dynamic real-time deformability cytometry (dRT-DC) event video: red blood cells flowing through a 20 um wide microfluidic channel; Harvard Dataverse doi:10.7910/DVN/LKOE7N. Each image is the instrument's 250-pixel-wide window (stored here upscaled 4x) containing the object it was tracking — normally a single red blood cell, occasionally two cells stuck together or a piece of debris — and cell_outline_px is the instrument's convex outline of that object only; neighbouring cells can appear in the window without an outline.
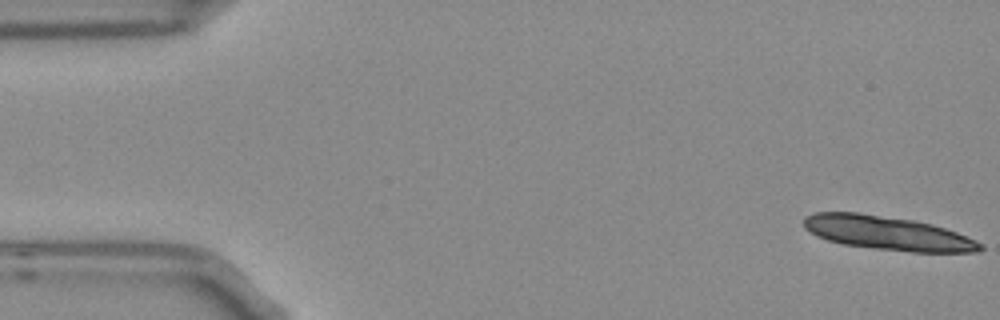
{"species": "Egyptian fruit bat (a non-hibernating species)", "species_latin": "Rousettus aegyptiacus", "temperature_condition": "room temperature", "stored_images_in_passage": 3, "camera_frame_rate_fps": 3000, "um_per_image_px": 0.085, "frame": {"image": 1, "passage_image": 1, "time_ms": 0.0, "image_size_px": [1000, 320], "cell_outline_px": [[984, 248], [980, 252], [912, 252], [876, 248], [844, 244], [828, 240], [816, 236], [804, 228], [804, 216], [816, 212], [856, 212], [916, 220], [932, 224], [956, 232], [976, 240], [984, 244]], "centroid_in_image_um": [75.46, 19.81], "position_along_channel_um": 9.5, "area_um2": 34.91}}